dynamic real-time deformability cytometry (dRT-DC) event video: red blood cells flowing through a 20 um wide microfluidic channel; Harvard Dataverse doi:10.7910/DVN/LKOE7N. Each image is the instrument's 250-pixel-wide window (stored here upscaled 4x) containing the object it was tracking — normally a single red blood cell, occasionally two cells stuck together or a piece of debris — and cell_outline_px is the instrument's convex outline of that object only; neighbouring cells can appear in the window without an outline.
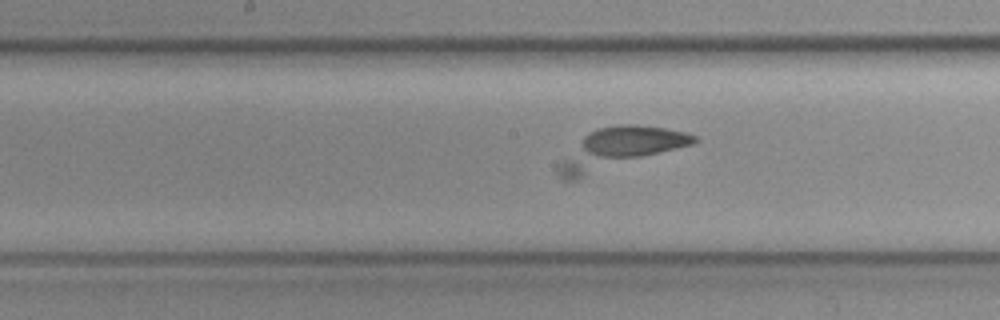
{"species": "common noctule bat (a hibernating species)", "species_latin": "Nyctalus noctula", "temperature_condition": "cold", "stored_images_in_passage": 43, "camera_frame_rate_fps": 3000, "um_per_image_px": 0.085, "animal": {"sex": "female", "body_mass_g": 19.3, "forearm_length_mm": 54.1}, "frame": {"image": 1, "passage_image": 30, "time_ms": 9.667, "image_size_px": [1000, 320], "cell_outline_px": [[700, 140], [692, 144], [576, 180], [560, 180], [556, 176], [556, 164], [588, 132], [600, 128], [620, 124], [636, 124], [664, 128], [684, 132], [696, 136]], "centroid_in_image_um": [52.56, 12.65], "position_along_channel_um": 195.6, "area_um2": 32.02}}
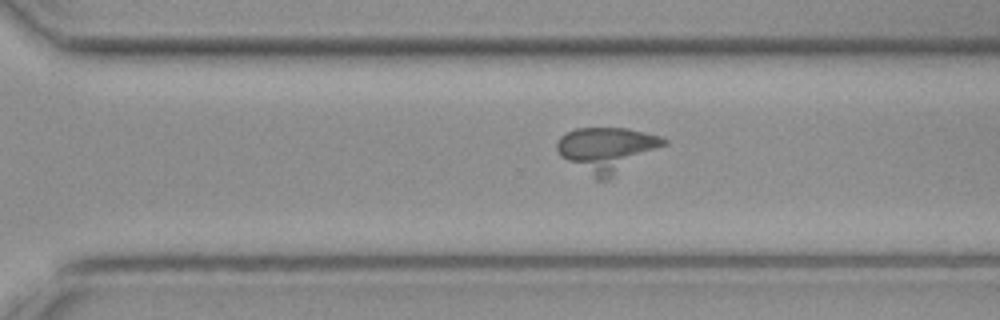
{"frame": {"image": 2, "passage_image": 39, "time_ms": 12.667, "image_size_px": [1000, 320], "cell_outline_px": [[668, 144], [608, 180], [596, 180], [560, 156], [556, 148], [556, 144], [560, 136], [564, 132], [576, 128], [628, 128], [660, 136], [668, 140]], "centroid_in_image_um": [51.59, 12.71], "position_along_channel_um": 319.0, "area_um2": 28.15}}
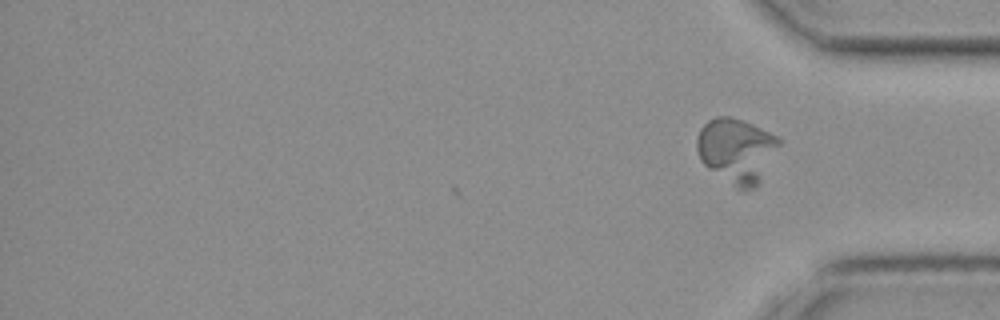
{"frame": {"image": 3, "passage_image": 43, "time_ms": 14.0, "image_size_px": [1000, 320], "cell_outline_px": [[780, 144], [756, 188], [736, 188], [708, 168], [700, 160], [696, 148], [696, 136], [700, 128], [708, 120], [716, 116], [728, 116], [744, 120], [776, 136], [780, 140]], "centroid_in_image_um": [62.57, 12.76], "position_along_channel_um": 372.6, "area_um2": 30.81}}